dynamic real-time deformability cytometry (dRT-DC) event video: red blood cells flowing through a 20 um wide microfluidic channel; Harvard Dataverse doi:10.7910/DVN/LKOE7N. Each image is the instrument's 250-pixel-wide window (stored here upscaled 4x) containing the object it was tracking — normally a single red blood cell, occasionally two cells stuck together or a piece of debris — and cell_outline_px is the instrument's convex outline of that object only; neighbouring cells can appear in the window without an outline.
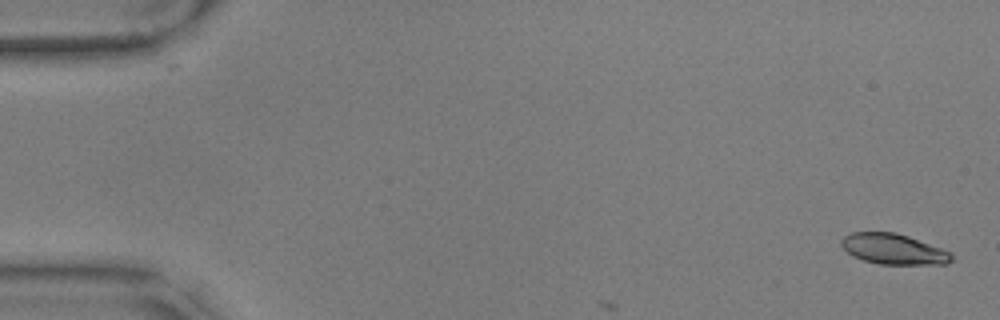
{"species": "common noctule bat (a hibernating species)", "species_latin": "Nyctalus noctula", "temperature_condition": "warm", "stored_images_in_passage": 4, "camera_frame_rate_fps": 3000, "um_per_image_px": 0.085, "animal": {"sex": "male", "body_mass_g": 17.9, "forearm_length_mm": 54.2}, "frame": {"image": 1, "passage_image": 1, "time_ms": 0.0, "image_size_px": [1000, 320], "cell_outline_px": [[952, 260], [948, 264], [880, 264], [864, 260], [852, 256], [840, 244], [840, 240], [844, 236], [852, 232], [896, 232], [908, 236], [952, 252]], "centroid_in_image_um": [75.94, 21.17], "position_along_channel_um": 9.1, "area_um2": 19.59}}